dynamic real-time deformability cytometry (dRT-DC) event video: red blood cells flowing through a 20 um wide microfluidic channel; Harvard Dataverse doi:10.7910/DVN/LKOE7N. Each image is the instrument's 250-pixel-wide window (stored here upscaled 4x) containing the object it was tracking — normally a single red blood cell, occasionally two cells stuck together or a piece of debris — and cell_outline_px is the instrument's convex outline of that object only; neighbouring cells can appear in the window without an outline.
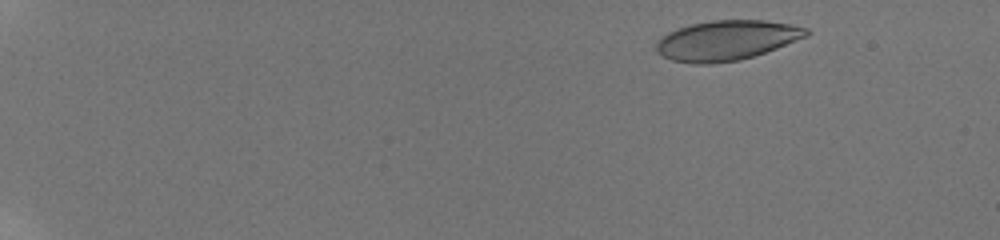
{"species": "human", "species_latin": "Homo sapiens", "temperature_condition": "room temperature", "stored_images_in_passage": 19, "camera_frame_rate_fps": 3000, "um_per_image_px": 0.085, "donor": {"sex": "male"}, "frame": {"image": 1, "passage_image": 4, "time_ms": 1.333, "image_size_px": [1000, 240], "cell_outline_px": [[812, 32], [808, 36], [776, 48], [740, 60], [712, 64], [692, 64], [672, 60], [656, 52], [656, 44], [668, 32], [692, 24], [712, 20], [764, 20], [788, 24], [808, 28]], "centroid_in_image_um": [61.78, 3.43], "position_along_channel_um": 23.2, "area_um2": 34.68}}
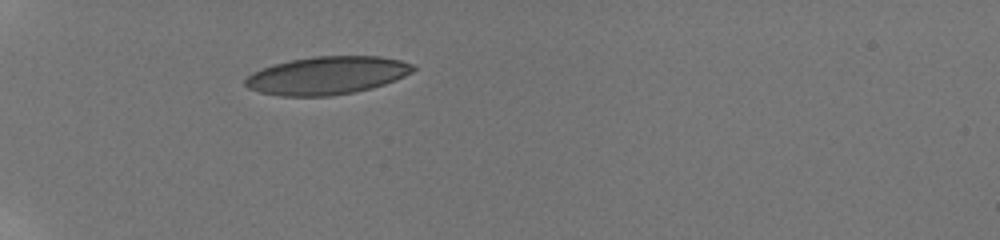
{"frame": {"image": 2, "passage_image": 17, "time_ms": 5.667, "image_size_px": [1000, 240], "cell_outline_px": [[416, 68], [412, 72], [396, 80], [372, 88], [356, 92], [332, 96], [280, 96], [260, 92], [248, 88], [244, 84], [244, 80], [252, 72], [260, 68], [272, 64], [312, 56], [380, 56], [400, 60], [412, 64]], "centroid_in_image_um": [27.78, 6.41], "position_along_channel_um": 57.2, "area_um2": 37.34}}